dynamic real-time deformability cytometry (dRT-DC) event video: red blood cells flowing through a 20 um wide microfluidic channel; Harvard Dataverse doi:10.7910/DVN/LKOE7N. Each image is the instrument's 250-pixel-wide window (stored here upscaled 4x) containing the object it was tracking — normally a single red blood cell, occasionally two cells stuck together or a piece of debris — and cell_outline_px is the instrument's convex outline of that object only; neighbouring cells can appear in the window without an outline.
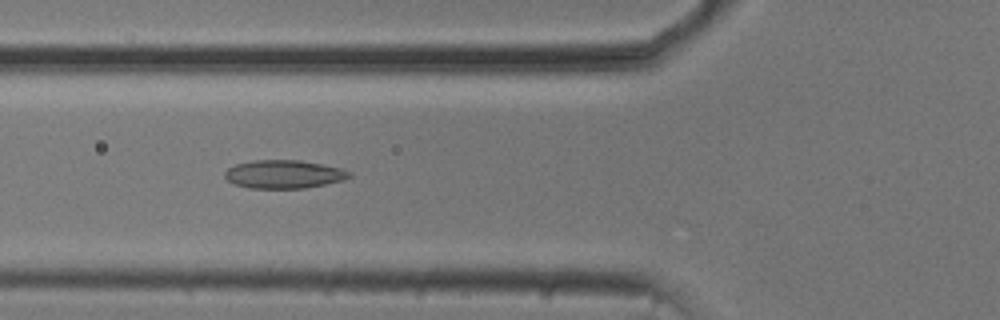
{"species": "common noctule bat (a hibernating species)", "species_latin": "Nyctalus noctula", "temperature_condition": "cold", "stored_images_in_passage": 47, "camera_frame_rate_fps": 3000, "um_per_image_px": 0.085, "animal": {"sex": "male", "body_mass_g": 20.5, "forearm_length_mm": 52.5}, "frame": {"image": 1, "passage_image": 13, "time_ms": 4.0, "image_size_px": [1000, 320], "cell_outline_px": [[352, 176], [344, 180], [304, 188], [248, 188], [236, 184], [228, 180], [224, 176], [224, 172], [228, 168], [236, 164], [252, 160], [300, 160], [340, 168], [352, 172]], "centroid_in_image_um": [24.13, 14.8], "position_along_channel_um": 101.7, "area_um2": 20.46}}
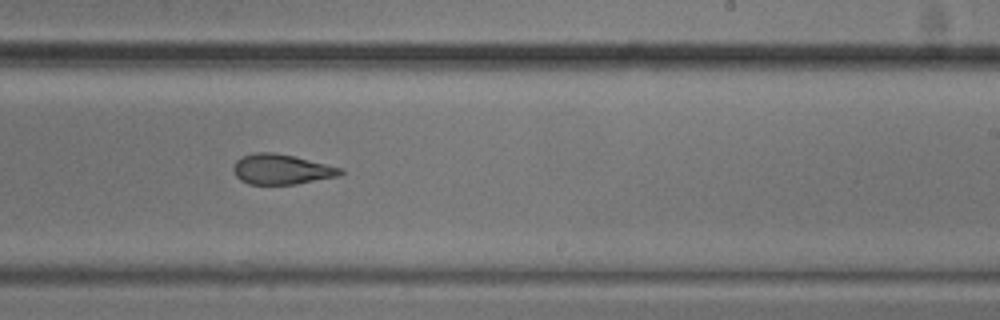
{"frame": {"image": 2, "passage_image": 26, "time_ms": 8.333, "image_size_px": [1000, 320], "cell_outline_px": [[344, 172], [340, 176], [296, 184], [248, 184], [240, 180], [236, 176], [232, 168], [236, 160], [244, 156], [256, 152], [272, 152], [292, 156], [344, 168]], "centroid_in_image_um": [23.94, 14.4], "position_along_channel_um": 265.1, "area_um2": 18.79}}
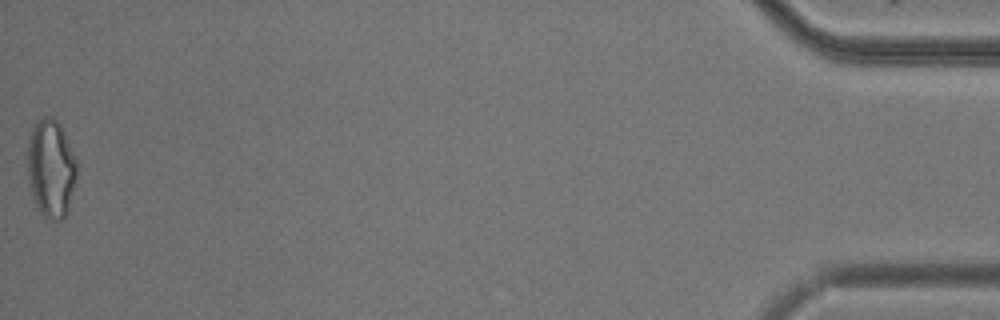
{"frame": {"image": 3, "passage_image": 47, "time_ms": 15.333, "image_size_px": [1000, 320], "cell_outline_px": [[76, 176], [68, 212], [64, 220], [52, 220], [44, 216], [36, 208], [32, 196], [28, 176], [24, 152], [32, 124], [36, 120], [44, 116], [52, 116], [60, 124], [76, 156]], "centroid_in_image_um": [4.29, 14.28], "position_along_channel_um": 430.9, "area_um2": 29.19}, "authors_computed_cell_mechanics": {"area_um2": 20.519, "velocity_mm_per_s": 3.7594, "shape_relaxation_time_tau1_ms": null, "shape_relaxation_time_tau2_ms": 4.5597, "deformation_change_tau1": null, "deformation_change_tau2": 0.1219}}